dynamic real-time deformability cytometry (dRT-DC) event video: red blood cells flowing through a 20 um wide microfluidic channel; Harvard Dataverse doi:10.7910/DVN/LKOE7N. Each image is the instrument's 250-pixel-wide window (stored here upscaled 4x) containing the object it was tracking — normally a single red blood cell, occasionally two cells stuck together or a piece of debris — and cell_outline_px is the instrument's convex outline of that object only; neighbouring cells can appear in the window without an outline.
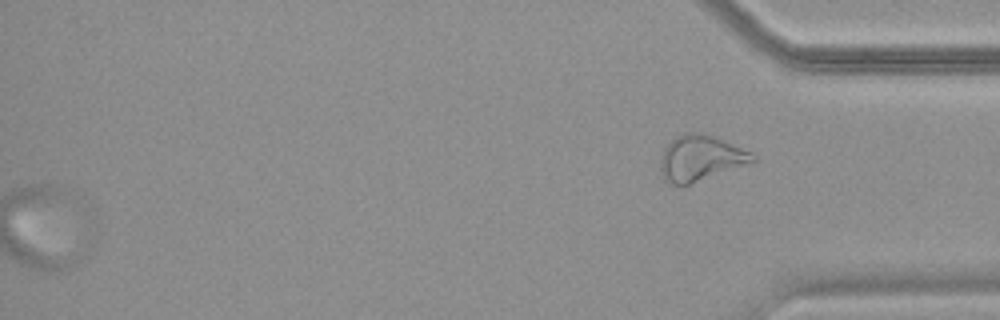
{"species": "common noctule bat (a hibernating species)", "species_latin": "Nyctalus noctula", "temperature_condition": "warm", "stored_images_in_passage": 63, "segment_of_instrument_passage": [2, 2], "camera_frame_rate_fps": 3000, "um_per_image_px": 0.085, "animal": {"sex": "female", "body_mass_g": 18.4}, "frame": {"image": 1, "passage_image": 63, "time_ms": 20.667, "image_size_px": [1000, 320], "cell_outline_px": [[756, 160], [688, 184], [672, 184], [664, 180], [660, 168], [660, 156], [664, 148], [676, 136], [688, 132], [704, 132], [752, 152], [756, 156]], "centroid_in_image_um": [59.5, 13.4], "position_along_channel_um": 375.7, "area_um2": 24.04}}